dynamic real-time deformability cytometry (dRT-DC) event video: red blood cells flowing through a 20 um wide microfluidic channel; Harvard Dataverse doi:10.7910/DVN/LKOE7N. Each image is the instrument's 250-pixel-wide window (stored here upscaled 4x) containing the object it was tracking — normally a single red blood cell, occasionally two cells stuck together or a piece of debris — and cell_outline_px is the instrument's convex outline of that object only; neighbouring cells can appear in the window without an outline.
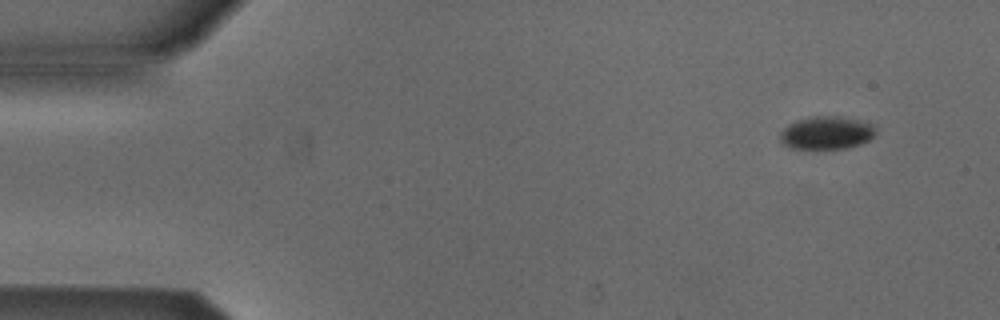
{"species": "Egyptian fruit bat (a non-hibernating species)", "species_latin": "Rousettus aegyptiacus", "temperature_condition": "cold", "stored_images_in_passage": 4, "camera_frame_rate_fps": 3000, "um_per_image_px": 0.085, "animal": {"sex": "male"}, "frame": {"image": 1, "passage_image": 1, "time_ms": 0.0, "image_size_px": [1000, 320], "cell_outline_px": [[876, 132], [868, 140], [860, 144], [848, 148], [792, 148], [784, 144], [780, 140], [780, 132], [784, 128], [800, 120], [812, 116], [836, 116], [856, 120], [872, 124], [876, 128]], "centroid_in_image_um": [70.27, 11.29], "position_along_channel_um": 14.7, "area_um2": 17.92}}
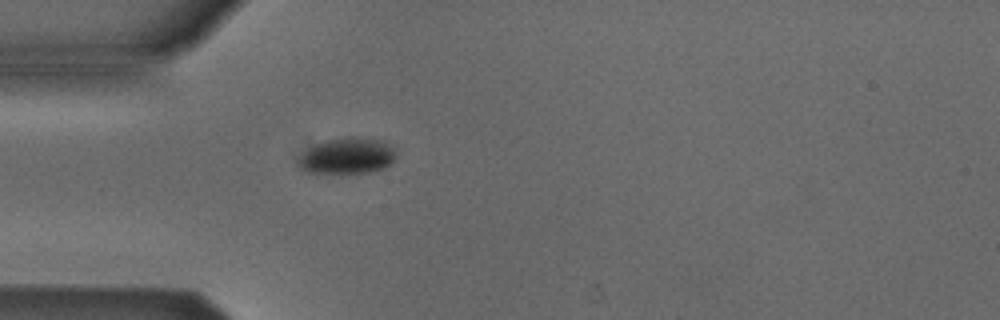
{"frame": {"image": 2, "passage_image": 4, "time_ms": 1.0, "image_size_px": [1000, 320], "cell_outline_px": [[392, 164], [384, 168], [368, 172], [308, 172], [300, 168], [296, 164], [296, 160], [304, 152], [316, 144], [328, 140], [348, 136], [356, 136], [384, 140], [392, 148]], "centroid_in_image_um": [29.48, 13.23], "position_along_channel_um": 55.5, "area_um2": 20.23}}